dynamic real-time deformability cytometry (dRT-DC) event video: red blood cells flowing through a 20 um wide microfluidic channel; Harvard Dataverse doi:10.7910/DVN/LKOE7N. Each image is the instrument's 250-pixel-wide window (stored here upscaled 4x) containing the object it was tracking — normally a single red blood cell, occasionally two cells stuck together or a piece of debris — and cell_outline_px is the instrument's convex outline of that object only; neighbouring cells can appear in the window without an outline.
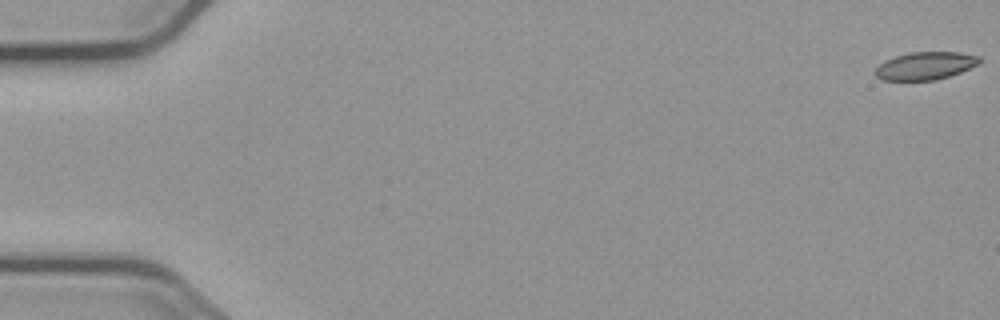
{"species": "common noctule bat (a hibernating species)", "species_latin": "Nyctalus noctula", "temperature_condition": "cold", "stored_images_in_passage": 57, "camera_frame_rate_fps": 3000, "um_per_image_px": 0.085, "animal": {"sex": "male", "body_mass_g": 23.1, "forearm_length_mm": 52.7}, "frame": {"image": 1, "passage_image": 1, "time_ms": 0.0, "image_size_px": [1000, 320], "cell_outline_px": [[980, 60], [976, 64], [960, 72], [936, 80], [880, 80], [872, 72], [884, 60], [896, 56], [912, 52], [960, 52], [980, 56]], "centroid_in_image_um": [78.6, 5.59], "position_along_channel_um": 6.4, "area_um2": 16.76}}
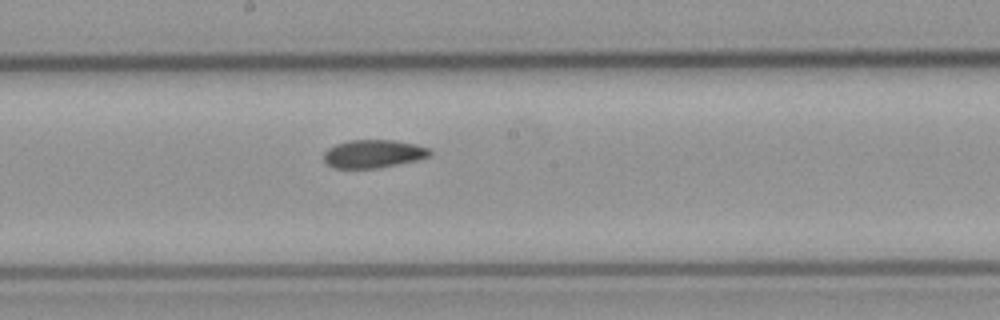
{"frame": {"image": 2, "passage_image": 31, "time_ms": 10.0, "image_size_px": [1000, 320], "cell_outline_px": [[432, 152], [428, 156], [416, 160], [376, 168], [332, 168], [324, 160], [324, 152], [328, 148], [336, 144], [348, 140], [396, 140], [416, 144], [432, 148]], "centroid_in_image_um": [31.74, 13.06], "position_along_channel_um": 216.5, "area_um2": 17.4}}
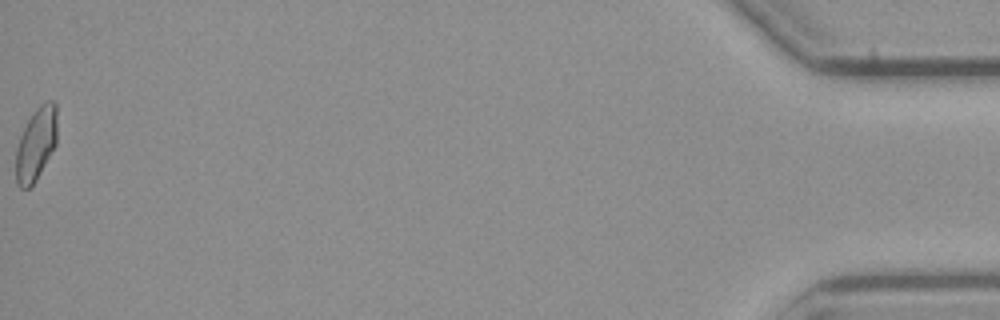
{"frame": {"image": 3, "passage_image": 57, "time_ms": 18.667, "image_size_px": [1000, 320], "cell_outline_px": [[56, 144], [36, 180], [28, 188], [20, 188], [16, 184], [16, 148], [20, 136], [28, 120], [36, 108], [40, 104], [48, 100], [52, 100], [56, 104]], "centroid_in_image_um": [3.06, 12.24], "position_along_channel_um": 432.1, "area_um2": 17.4}, "authors_computed_cell_mechanics": {"area_um2": 17.6868, "velocity_mm_per_s": 3.6974, "shape_relaxation_time_tau1_ms": null, "shape_relaxation_time_tau2_ms": 2.6851, "deformation_change_tau1": null, "deformation_change_tau2": 0.0759}}